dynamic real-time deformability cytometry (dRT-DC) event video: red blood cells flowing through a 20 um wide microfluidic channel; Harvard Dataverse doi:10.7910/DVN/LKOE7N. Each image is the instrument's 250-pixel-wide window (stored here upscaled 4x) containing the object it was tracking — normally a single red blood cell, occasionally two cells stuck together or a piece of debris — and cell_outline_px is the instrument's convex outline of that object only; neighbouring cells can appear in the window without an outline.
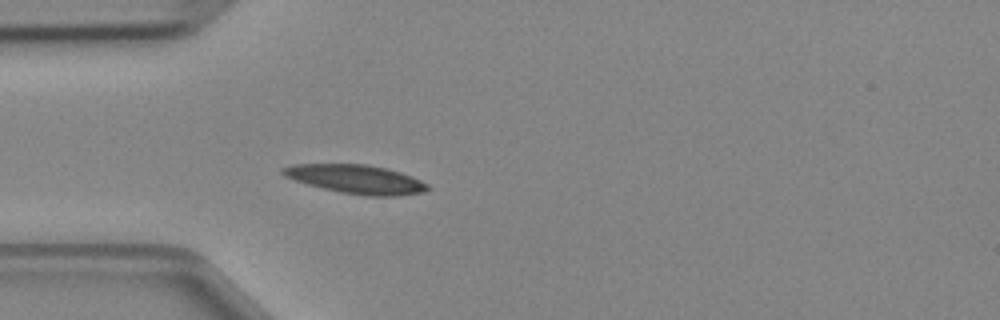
{"species": "Egyptian fruit bat (a non-hibernating species)", "species_latin": "Rousettus aegyptiacus", "temperature_condition": "cold", "stored_images_in_passage": 37, "camera_frame_rate_fps": 3000, "um_per_image_px": 0.085, "animal": {"sex": "female"}, "frame": {"image": 1, "passage_image": 11, "time_ms": 3.333, "image_size_px": [1000, 320], "cell_outline_px": [[432, 188], [424, 192], [400, 196], [368, 196], [340, 192], [308, 184], [284, 176], [280, 172], [280, 168], [292, 164], [364, 164], [384, 168], [400, 172], [412, 176], [428, 184]], "centroid_in_image_um": [30.29, 15.23], "position_along_channel_um": 54.7, "area_um2": 24.28}}